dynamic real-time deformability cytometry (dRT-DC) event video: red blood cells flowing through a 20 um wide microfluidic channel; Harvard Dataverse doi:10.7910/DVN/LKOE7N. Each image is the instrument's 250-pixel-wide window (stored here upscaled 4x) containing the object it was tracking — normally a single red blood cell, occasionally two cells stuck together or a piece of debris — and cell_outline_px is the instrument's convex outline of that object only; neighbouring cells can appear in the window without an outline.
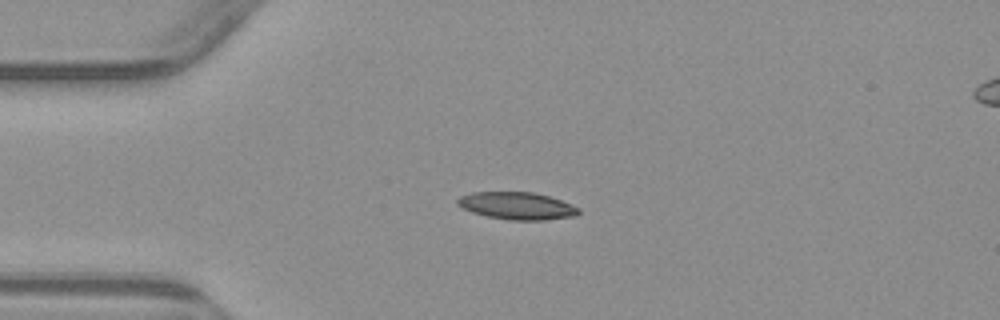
{"species": "common noctule bat (a hibernating species)", "species_latin": "Nyctalus noctula", "temperature_condition": "warm", "stored_images_in_passage": 5, "camera_frame_rate_fps": 3000, "um_per_image_px": 0.085, "animal": {"sex": "male", "body_mass_g": 23.1, "forearm_length_mm": 52.7}, "frame": {"image": 1, "passage_image": 3, "time_ms": 2.333, "image_size_px": [1000, 320], "cell_outline_px": [[580, 212], [576, 216], [544, 220], [512, 220], [488, 216], [472, 212], [456, 204], [456, 200], [460, 196], [472, 192], [536, 192], [572, 204], [580, 208]], "centroid_in_image_um": [43.97, 17.49], "position_along_channel_um": 41.0, "area_um2": 19.31}}